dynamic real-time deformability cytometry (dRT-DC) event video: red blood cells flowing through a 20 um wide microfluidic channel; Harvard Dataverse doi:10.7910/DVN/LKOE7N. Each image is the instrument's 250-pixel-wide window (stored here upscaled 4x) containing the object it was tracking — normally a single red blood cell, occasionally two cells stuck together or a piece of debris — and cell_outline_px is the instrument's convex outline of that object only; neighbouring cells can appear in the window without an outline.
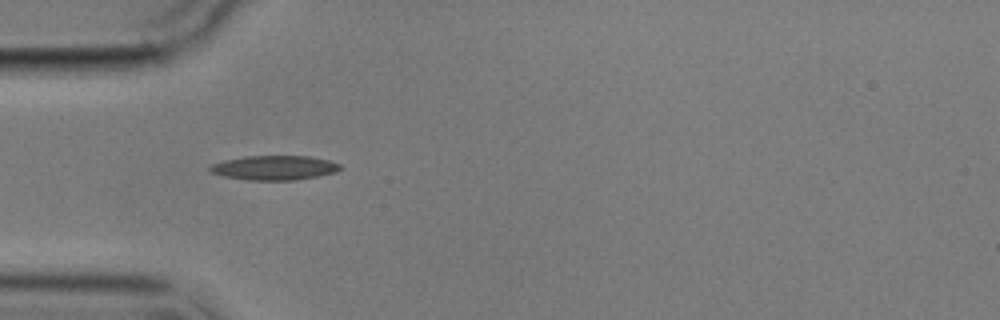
{"species": "common noctule bat (a hibernating species)", "species_latin": "Nyctalus noctula", "temperature_condition": "cold", "stored_images_in_passage": 2, "camera_frame_rate_fps": 3000, "um_per_image_px": 0.085, "animal": {"sex": "male", "body_mass_g": 17.9}, "frame": {"image": 1, "passage_image": 1, "time_ms": 0.0, "image_size_px": [1000, 320], "cell_outline_px": [[344, 168], [336, 172], [296, 180], [248, 180], [224, 176], [208, 172], [208, 168], [212, 164], [224, 160], [244, 156], [308, 156], [328, 160], [340, 164]], "centroid_in_image_um": [23.31, 14.26], "position_along_channel_um": 61.7, "area_um2": 18.61}}
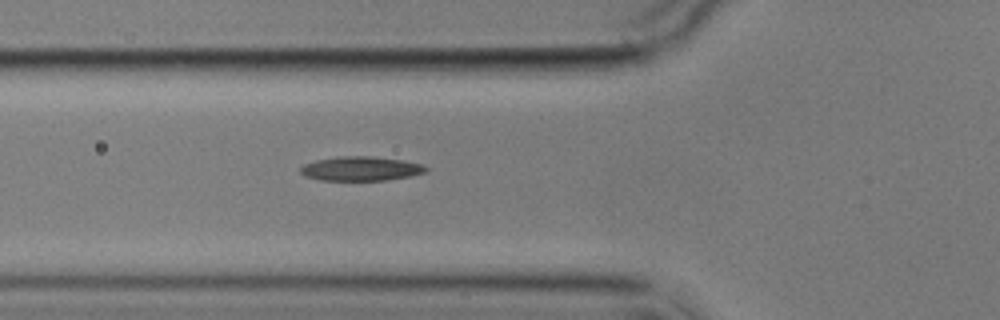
{"frame": {"image": 2, "passage_image": 2, "time_ms": 1.0, "image_size_px": [1000, 320], "cell_outline_px": [[428, 168], [424, 172], [412, 176], [388, 180], [320, 180], [304, 176], [300, 172], [300, 168], [304, 164], [316, 160], [340, 156], [372, 156], [404, 160], [424, 164]], "centroid_in_image_um": [30.69, 14.33], "position_along_channel_um": 95.1, "area_um2": 17.86}}